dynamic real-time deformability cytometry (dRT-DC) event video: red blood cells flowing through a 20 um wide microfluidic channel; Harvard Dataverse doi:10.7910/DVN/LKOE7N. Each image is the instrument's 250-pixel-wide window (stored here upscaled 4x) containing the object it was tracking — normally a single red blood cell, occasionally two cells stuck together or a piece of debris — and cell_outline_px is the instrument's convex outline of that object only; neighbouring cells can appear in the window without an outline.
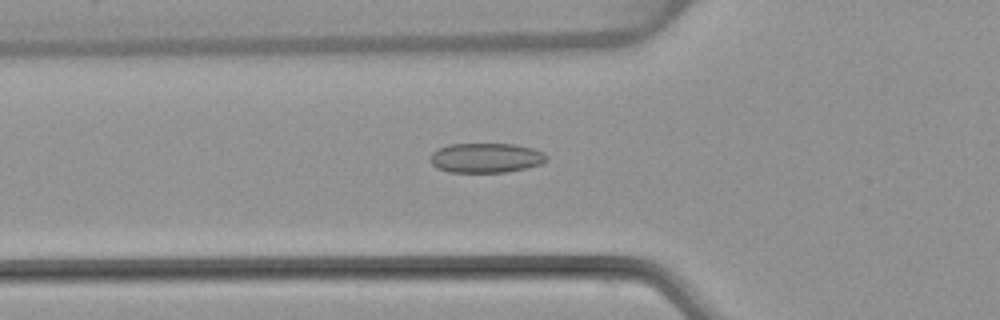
{"species": "common noctule bat (a hibernating species)", "species_latin": "Nyctalus noctula", "temperature_condition": "warm", "stored_images_in_passage": 50, "camera_frame_rate_fps": 3000, "um_per_image_px": 0.085, "animal": {"sex": "female", "body_mass_g": 22.7, "forearm_length_mm": 54.2}, "frame": {"image": 1, "passage_image": 19, "time_ms": 6.0, "image_size_px": [1000, 320], "cell_outline_px": [[548, 156], [540, 164], [524, 168], [504, 172], [448, 172], [436, 168], [428, 160], [432, 152], [448, 144], [516, 144], [532, 148], [544, 152]], "centroid_in_image_um": [41.26, 13.41], "position_along_channel_um": 84.5, "area_um2": 20.11}}
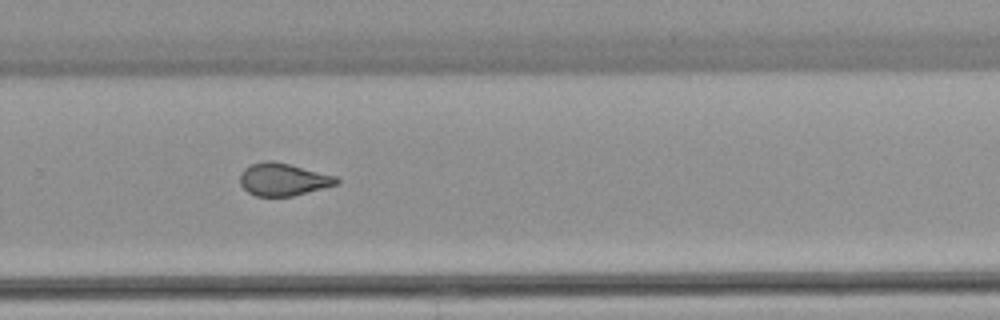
{"frame": {"image": 2, "passage_image": 36, "time_ms": 11.667, "image_size_px": [1000, 320], "cell_outline_px": [[340, 180], [336, 184], [324, 188], [292, 196], [256, 196], [248, 192], [240, 184], [240, 172], [244, 168], [252, 164], [264, 160], [272, 160], [336, 176]], "centroid_in_image_um": [24.04, 15.25], "position_along_channel_um": 305.8, "area_um2": 18.21}}
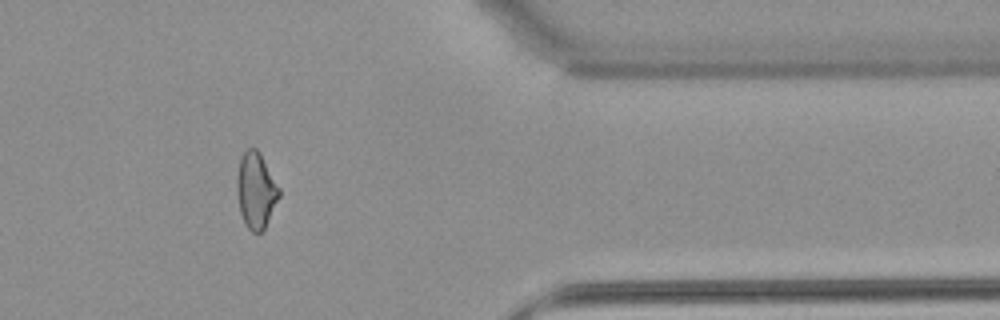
{"frame": {"image": 3, "passage_image": 44, "time_ms": 14.333, "image_size_px": [1000, 320], "cell_outline_px": [[280, 196], [264, 232], [252, 232], [248, 228], [240, 212], [236, 192], [236, 176], [240, 156], [248, 148], [256, 148], [260, 152], [280, 188]], "centroid_in_image_um": [21.76, 16.18], "position_along_channel_um": 389.6, "area_um2": 19.02}, "authors_computed_cell_mechanics": {"area_um2": 19.2474, "velocity_mm_per_s": 3.9097, "shape_relaxation_time_tau1_ms": null, "shape_relaxation_time_tau2_ms": 1.4736, "deformation_change_tau1": null, "deformation_change_tau2": 0.0885}}